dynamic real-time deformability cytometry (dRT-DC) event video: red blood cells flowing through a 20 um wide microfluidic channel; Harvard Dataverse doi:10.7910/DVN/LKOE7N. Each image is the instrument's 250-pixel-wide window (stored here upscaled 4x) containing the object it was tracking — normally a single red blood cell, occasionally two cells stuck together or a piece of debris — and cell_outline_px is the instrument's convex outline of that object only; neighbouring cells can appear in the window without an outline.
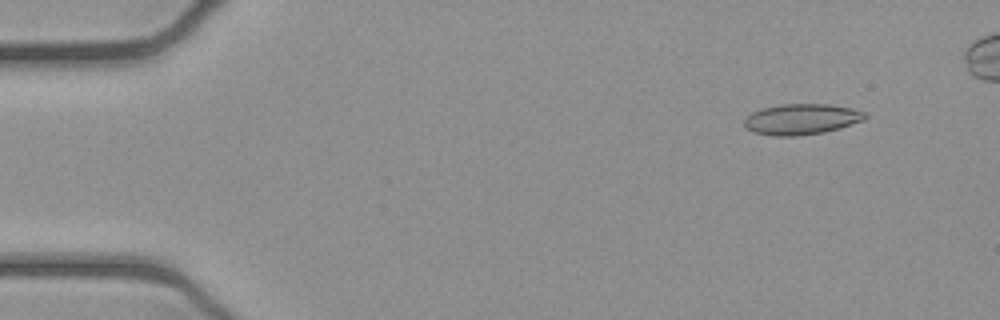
{"species": "common noctule bat (a hibernating species)", "species_latin": "Nyctalus noctula", "temperature_condition": "cold", "stored_images_in_passage": 48, "camera_frame_rate_fps": 3000, "um_per_image_px": 0.085, "animal": {"sex": "female", "body_mass_g": 21.9}, "frame": {"image": 1, "passage_image": 5, "time_ms": 1.333, "image_size_px": [1000, 320], "cell_outline_px": [[868, 116], [864, 120], [840, 128], [824, 132], [796, 136], [772, 136], [752, 132], [744, 128], [744, 120], [752, 112], [760, 108], [780, 104], [828, 104], [852, 108], [864, 112]], "centroid_in_image_um": [68.1, 10.13], "position_along_channel_um": 16.9, "area_um2": 21.85}}
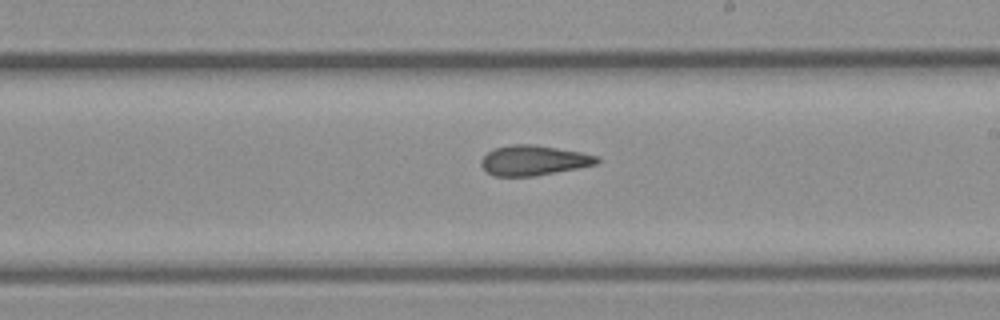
{"frame": {"image": 2, "passage_image": 30, "time_ms": 9.667, "image_size_px": [1000, 320], "cell_outline_px": [[600, 160], [596, 164], [536, 176], [492, 176], [480, 164], [480, 160], [488, 152], [496, 148], [512, 144], [532, 144], [580, 152], [600, 156]], "centroid_in_image_um": [45.35, 13.63], "position_along_channel_um": 243.6, "area_um2": 20.11}}
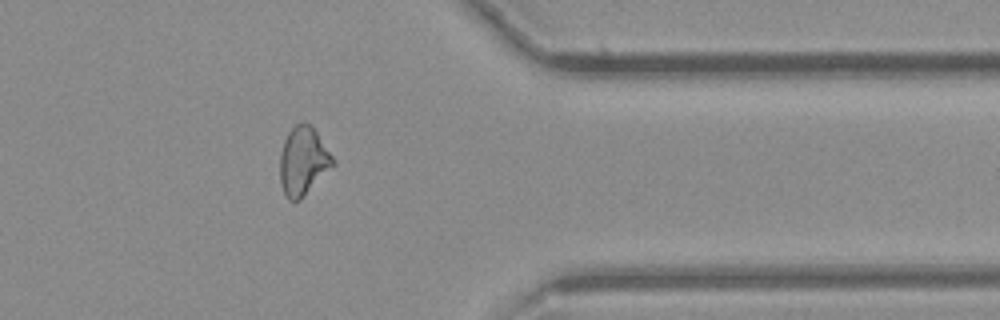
{"frame": {"image": 3, "passage_image": 42, "time_ms": 13.667, "image_size_px": [1000, 320], "cell_outline_px": [[336, 164], [300, 200], [288, 200], [284, 196], [280, 180], [280, 156], [284, 140], [288, 132], [300, 120], [312, 124], [336, 160]], "centroid_in_image_um": [25.79, 13.67], "position_along_channel_um": 385.6, "area_um2": 21.5}}